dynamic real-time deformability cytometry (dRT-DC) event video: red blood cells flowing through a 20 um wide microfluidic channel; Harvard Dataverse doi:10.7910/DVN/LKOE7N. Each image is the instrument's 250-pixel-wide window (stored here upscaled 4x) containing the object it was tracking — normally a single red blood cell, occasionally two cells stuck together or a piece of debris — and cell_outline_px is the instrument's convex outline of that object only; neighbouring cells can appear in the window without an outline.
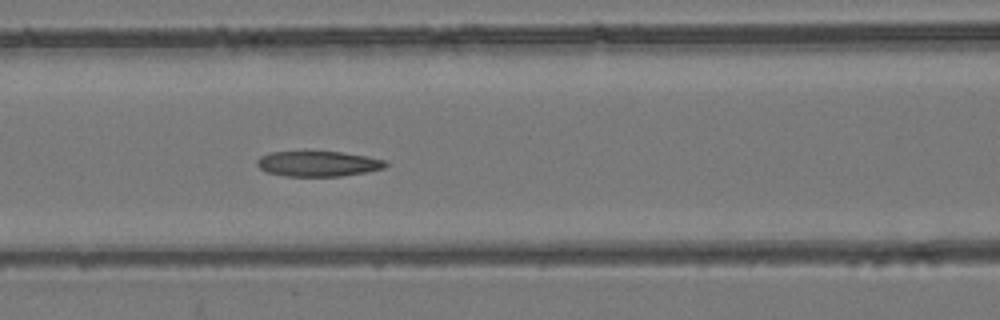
{"species": "common noctule bat (a hibernating species)", "species_latin": "Nyctalus noctula", "temperature_condition": "room temperature", "stored_images_in_passage": 7, "camera_frame_rate_fps": 3000, "um_per_image_px": 0.085, "animal": {"sex": "female", "body_mass_g": 24.6, "forearm_length_mm": 56.2}, "frame": {"image": 1, "passage_image": 7, "time_ms": 2.0, "image_size_px": [1000, 320], "cell_outline_px": [[388, 164], [384, 168], [368, 172], [340, 176], [284, 176], [268, 172], [260, 168], [256, 164], [256, 160], [260, 156], [272, 152], [304, 148], [340, 152], [364, 156], [384, 160]], "centroid_in_image_um": [26.97, 13.87], "position_along_channel_um": 139.6, "area_um2": 19.77}}